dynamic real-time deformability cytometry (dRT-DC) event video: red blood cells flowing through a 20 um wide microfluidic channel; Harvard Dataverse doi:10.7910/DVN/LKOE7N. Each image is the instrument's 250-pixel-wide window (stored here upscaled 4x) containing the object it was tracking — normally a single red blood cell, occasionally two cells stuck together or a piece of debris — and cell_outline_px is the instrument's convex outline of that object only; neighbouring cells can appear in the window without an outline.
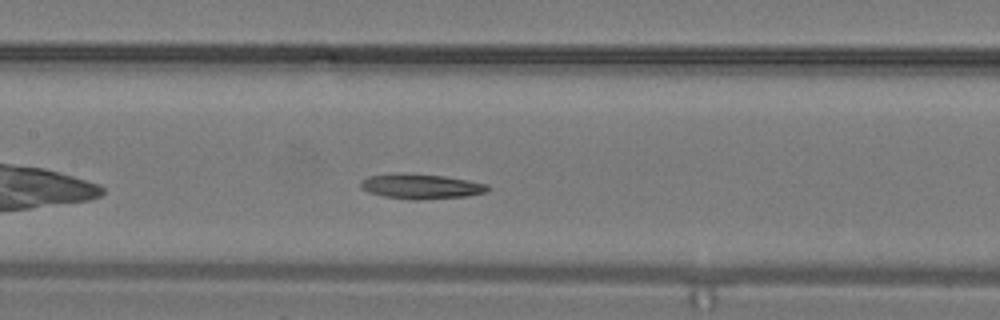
{"species": "common noctule bat (a hibernating species)", "species_latin": "Nyctalus noctula", "temperature_condition": "warm", "stored_images_in_passage": 23, "camera_frame_rate_fps": 3000, "um_per_image_px": 0.085, "animal": {"sex": "male", "body_mass_g": 19.2, "forearm_length_mm": 51.8}, "frame": {"image": 1, "passage_image": 7, "time_ms": 2.0, "image_size_px": [1000, 320], "cell_outline_px": [[492, 188], [488, 192], [468, 196], [420, 200], [412, 200], [384, 196], [368, 192], [360, 188], [360, 180], [368, 176], [396, 172], [404, 172], [444, 176], [468, 180], [488, 184]], "centroid_in_image_um": [35.79, 15.83], "position_along_channel_um": 171.6, "area_um2": 18.96}}
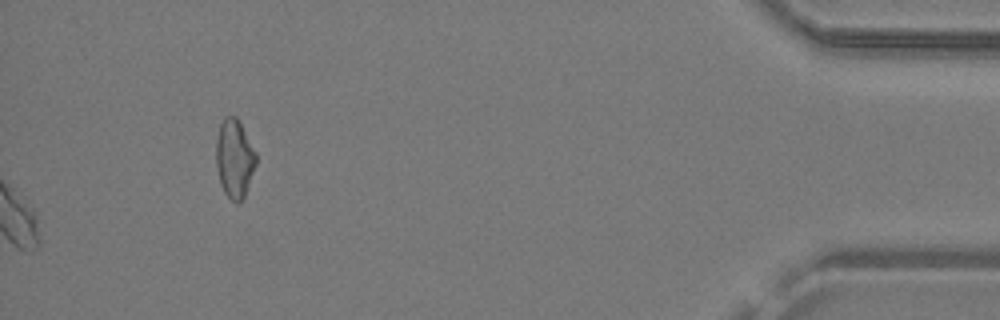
{"frame": {"image": 2, "passage_image": 23, "time_ms": 7.333, "image_size_px": [1000, 320], "cell_outline_px": [[256, 164], [244, 196], [240, 204], [236, 204], [224, 192], [220, 184], [216, 168], [216, 140], [220, 124], [224, 116], [236, 116], [256, 152]], "centroid_in_image_um": [19.91, 13.49], "position_along_channel_um": 415.3, "area_um2": 18.26}}